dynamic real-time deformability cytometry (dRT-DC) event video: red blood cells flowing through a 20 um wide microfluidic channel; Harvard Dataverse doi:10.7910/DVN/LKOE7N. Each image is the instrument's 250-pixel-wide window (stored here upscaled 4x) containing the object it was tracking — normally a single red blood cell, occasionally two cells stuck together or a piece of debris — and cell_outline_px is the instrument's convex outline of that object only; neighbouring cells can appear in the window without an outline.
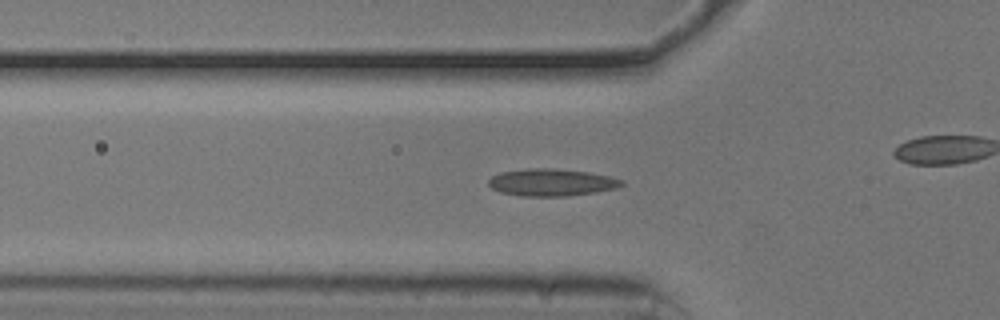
{"species": "common noctule bat (a hibernating species)", "species_latin": "Nyctalus noctula", "temperature_condition": "cold", "stored_images_in_passage": 36, "camera_frame_rate_fps": 3000, "um_per_image_px": 0.085, "animal": {"sex": "male", "body_mass_g": 20.5, "forearm_length_mm": 52.5}, "frame": {"image": 1, "passage_image": 11, "time_ms": 3.333, "image_size_px": [1000, 320], "cell_outline_px": [[624, 184], [616, 188], [596, 192], [568, 196], [524, 196], [500, 192], [492, 188], [488, 184], [488, 180], [492, 176], [500, 172], [528, 168], [556, 168], [588, 172], [608, 176], [624, 180]], "centroid_in_image_um": [46.88, 15.5], "position_along_channel_um": 78.9, "area_um2": 21.15}}
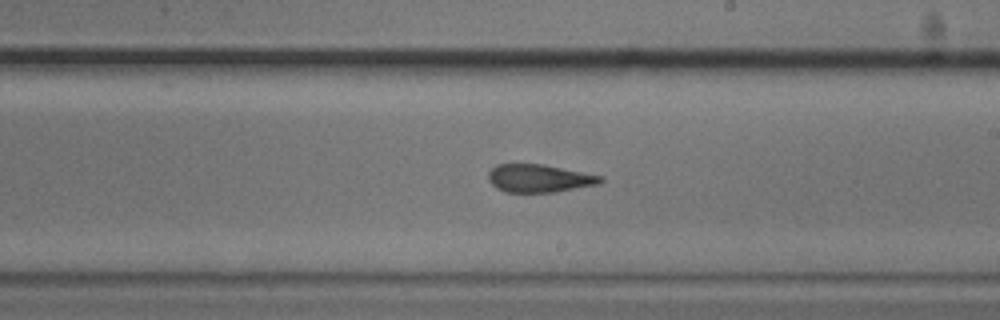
{"frame": {"image": 2, "passage_image": 24, "time_ms": 7.667, "image_size_px": [1000, 320], "cell_outline_px": [[604, 180], [600, 184], [556, 192], [504, 192], [496, 188], [488, 180], [488, 172], [496, 164], [540, 164], [604, 176]], "centroid_in_image_um": [45.83, 15.16], "position_along_channel_um": 243.2, "area_um2": 18.32}}
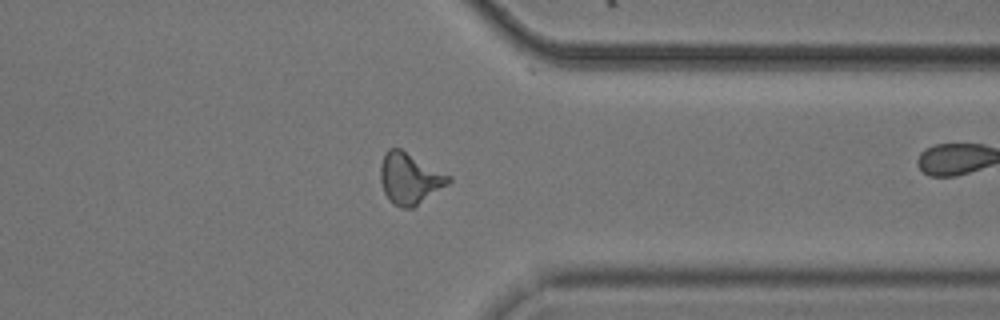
{"frame": {"image": 3, "passage_image": 35, "time_ms": 11.333, "image_size_px": [1000, 320], "cell_outline_px": [[452, 180], [448, 184], [412, 208], [400, 208], [384, 192], [380, 180], [380, 164], [384, 152], [388, 148], [400, 148], [452, 176]], "centroid_in_image_um": [34.82, 15.14], "position_along_channel_um": 376.6, "area_um2": 20.17}}